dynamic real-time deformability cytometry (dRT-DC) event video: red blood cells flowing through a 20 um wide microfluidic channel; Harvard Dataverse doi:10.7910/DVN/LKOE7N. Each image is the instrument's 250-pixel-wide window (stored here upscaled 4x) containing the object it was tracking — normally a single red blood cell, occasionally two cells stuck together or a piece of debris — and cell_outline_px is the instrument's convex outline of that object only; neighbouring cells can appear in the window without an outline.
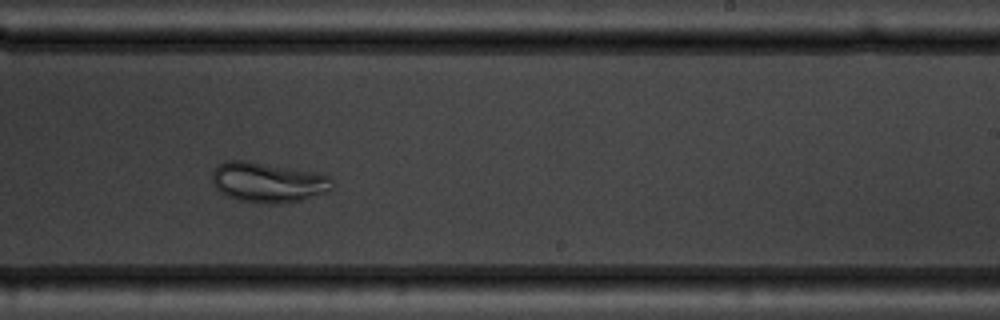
{"species": "common noctule bat (a hibernating species)", "species_latin": "Nyctalus noctula", "temperature_condition": "warm", "stored_images_in_passage": 9, "camera_frame_rate_fps": 3000, "um_per_image_px": 0.085, "animal": {"sex": "male", "body_mass_g": 19.5, "forearm_length_mm": 54.6}, "frame": {"image": 1, "passage_image": 8, "time_ms": 8.0, "image_size_px": [1000, 320], "cell_outline_px": [[332, 188], [300, 200], [280, 204], [264, 204], [236, 200], [220, 192], [216, 188], [212, 180], [212, 172], [224, 160], [248, 160], [316, 172], [328, 176], [332, 180]], "centroid_in_image_um": [22.72, 15.49], "position_along_channel_um": 266.3, "area_um2": 28.03}}